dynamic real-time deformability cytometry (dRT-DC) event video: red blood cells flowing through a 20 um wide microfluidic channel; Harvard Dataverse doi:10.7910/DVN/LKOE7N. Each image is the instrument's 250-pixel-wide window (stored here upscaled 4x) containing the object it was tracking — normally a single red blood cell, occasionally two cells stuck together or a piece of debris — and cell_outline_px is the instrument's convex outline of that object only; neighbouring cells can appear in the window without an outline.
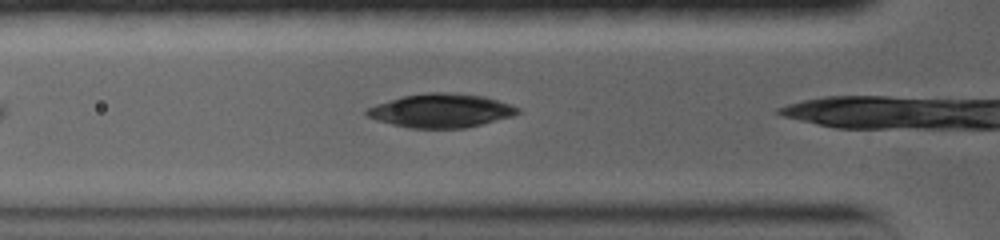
{"species": "common noctule bat (a hibernating species)", "species_latin": "Nyctalus noctula", "temperature_condition": "warm", "stored_images_in_passage": 11, "camera_frame_rate_fps": 5000, "um_per_image_px": 0.085, "animal": {"sex": "female", "body_mass_g": 19.0, "forearm_length_mm": 56.7}, "frame": {"image": 1, "passage_image": 2, "time_ms": 0.8, "image_size_px": [1000, 240], "cell_outline_px": [[520, 112], [512, 116], [464, 128], [412, 128], [392, 124], [376, 120], [368, 116], [364, 112], [368, 108], [376, 104], [404, 96], [424, 92], [444, 92], [484, 96], [520, 108]], "centroid_in_image_um": [37.46, 9.4], "position_along_channel_um": 88.3, "area_um2": 29.3}}